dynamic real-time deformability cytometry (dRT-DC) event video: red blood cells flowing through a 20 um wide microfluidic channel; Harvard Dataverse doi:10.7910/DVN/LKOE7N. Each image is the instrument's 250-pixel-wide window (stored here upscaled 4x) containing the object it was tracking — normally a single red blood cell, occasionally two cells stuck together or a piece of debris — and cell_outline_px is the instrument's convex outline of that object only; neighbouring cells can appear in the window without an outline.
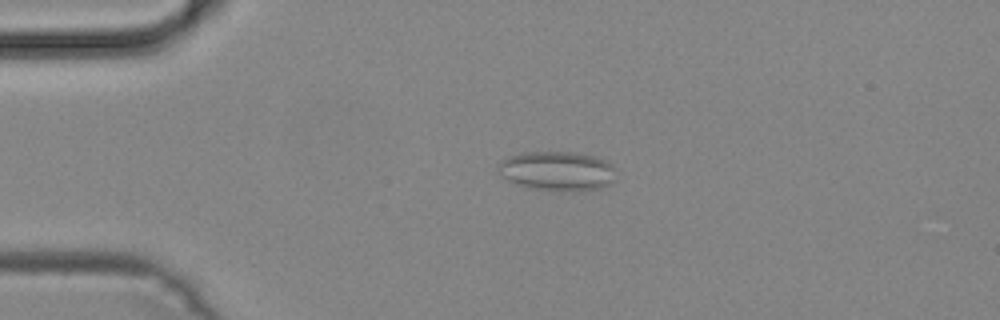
{"species": "common noctule bat (a hibernating species)", "species_latin": "Nyctalus noctula", "temperature_condition": "cold", "stored_images_in_passage": 42, "camera_frame_rate_fps": 3000, "um_per_image_px": 0.085, "animal": {"sex": "male", "body_mass_g": 19.2, "forearm_length_mm": 51.8}, "frame": {"image": 1, "passage_image": 4, "time_ms": 1.0, "image_size_px": [1000, 320], "cell_outline_px": [[616, 180], [600, 188], [536, 188], [520, 184], [508, 180], [500, 176], [496, 168], [496, 164], [500, 160], [508, 156], [520, 152], [584, 152], [596, 156], [612, 164], [616, 168]], "centroid_in_image_um": [47.35, 14.45], "position_along_channel_um": 37.6, "area_um2": 26.65}}
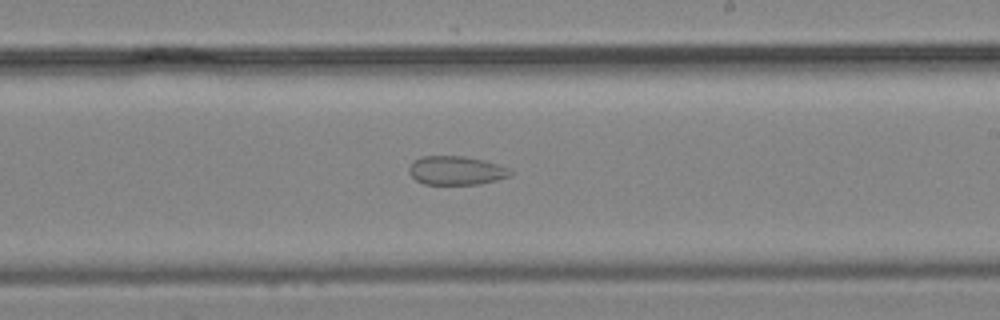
{"frame": {"image": 2, "passage_image": 22, "time_ms": 7.0, "image_size_px": [1000, 320], "cell_outline_px": [[512, 172], [508, 176], [496, 180], [480, 184], [424, 184], [416, 180], [408, 172], [408, 168], [412, 160], [420, 156], [464, 156], [484, 160], [496, 164]], "centroid_in_image_um": [38.68, 14.48], "position_along_channel_um": 250.3, "area_um2": 16.88}}
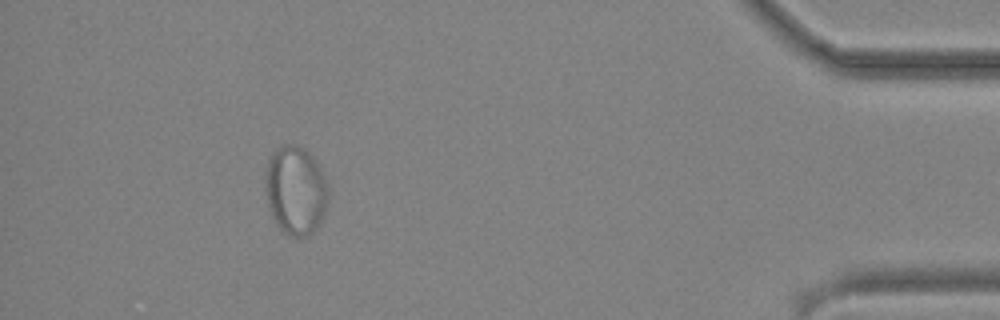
{"frame": {"image": 3, "passage_image": 38, "time_ms": 12.333, "image_size_px": [1000, 320], "cell_outline_px": [[328, 200], [324, 212], [316, 228], [312, 232], [304, 236], [288, 236], [276, 224], [272, 216], [264, 192], [264, 180], [268, 156], [276, 148], [284, 144], [296, 144], [304, 148], [316, 160], [324, 176], [328, 188]], "centroid_in_image_um": [25.09, 16.14], "position_along_channel_um": 410.1, "area_um2": 32.89}}